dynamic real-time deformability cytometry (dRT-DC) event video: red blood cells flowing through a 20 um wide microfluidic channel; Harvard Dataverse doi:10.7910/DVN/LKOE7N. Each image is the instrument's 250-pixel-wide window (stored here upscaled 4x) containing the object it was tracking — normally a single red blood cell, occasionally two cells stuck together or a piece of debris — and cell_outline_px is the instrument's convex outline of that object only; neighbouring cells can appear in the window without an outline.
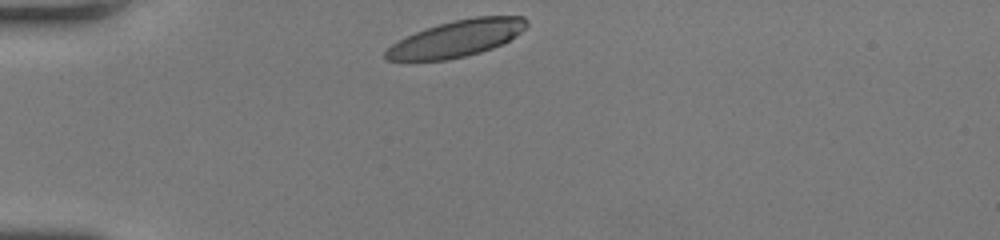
{"species": "human", "species_latin": "Homo sapiens", "temperature_condition": "room temperature", "stored_images_in_passage": 28, "camera_frame_rate_fps": 3000, "um_per_image_px": 0.085, "donor": {"sex": "female"}, "frame": {"image": 1, "passage_image": 1, "time_ms": 0.0, "image_size_px": [1000, 240], "cell_outline_px": [[528, 24], [516, 36], [492, 48], [480, 52], [448, 60], [384, 60], [384, 52], [392, 44], [416, 32], [452, 20], [476, 16], [524, 16], [528, 20]], "centroid_in_image_um": [38.83, 3.27], "position_along_channel_um": 46.2, "area_um2": 29.59}}
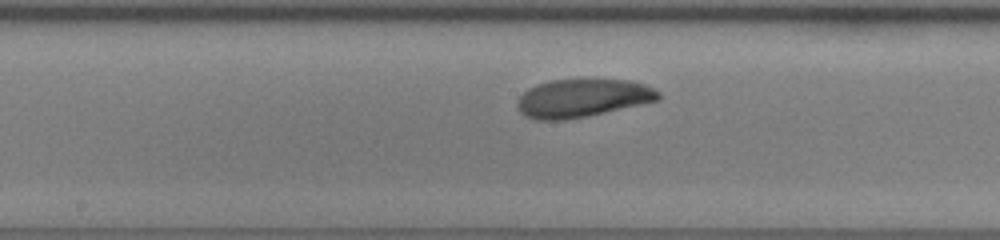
{"frame": {"image": 2, "passage_image": 14, "time_ms": 4.333, "image_size_px": [1000, 240], "cell_outline_px": [[660, 100], [588, 116], [564, 120], [536, 120], [520, 112], [516, 108], [516, 100], [528, 88], [536, 84], [552, 80], [632, 80], [644, 84], [660, 92]], "centroid_in_image_um": [49.49, 8.34], "position_along_channel_um": 198.7, "area_um2": 31.39}}
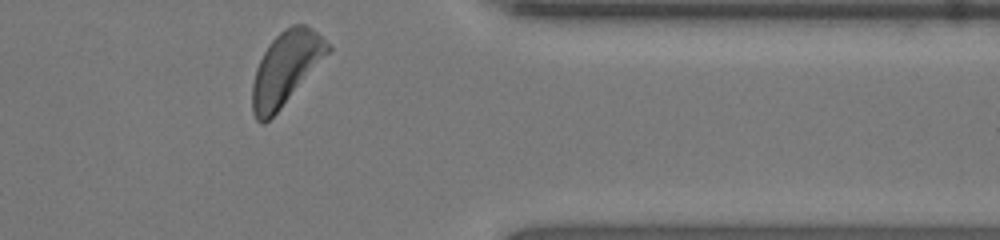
{"frame": {"image": 3, "passage_image": 28, "time_ms": 9.0, "image_size_px": [1000, 240], "cell_outline_px": [[332, 48], [280, 108], [264, 124], [260, 124], [256, 120], [252, 112], [252, 84], [256, 68], [268, 44], [284, 28], [292, 24], [304, 24], [312, 28], [332, 44]], "centroid_in_image_um": [24.28, 5.78], "position_along_channel_um": 387.1, "area_um2": 31.67}, "authors_computed_cell_mechanics": {"area_um2": 31.5877, "velocity_mm_per_s": 4.2604, "shape_relaxation_time_tau1_ms": 3.2559, "shape_relaxation_time_tau2_ms": 4.6659, "deformation_change_tau1": 0.1483, "deformation_change_tau2": 0.1283}}